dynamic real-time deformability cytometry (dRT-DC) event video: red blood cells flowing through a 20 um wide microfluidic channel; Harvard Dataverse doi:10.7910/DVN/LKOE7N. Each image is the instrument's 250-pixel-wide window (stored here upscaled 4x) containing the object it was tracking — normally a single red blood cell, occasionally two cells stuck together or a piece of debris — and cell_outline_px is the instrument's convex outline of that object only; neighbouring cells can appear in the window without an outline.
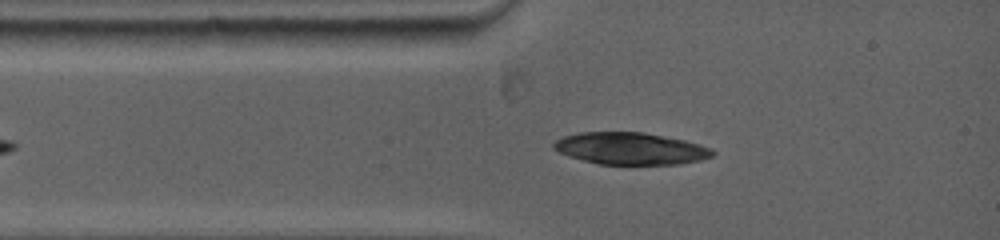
{"species": "common noctule bat (a hibernating species)", "species_latin": "Nyctalus noctula", "temperature_condition": "warm", "stored_images_in_passage": 3, "camera_frame_rate_fps": 5000, "um_per_image_px": 0.085, "animal": {"sex": "female", "body_mass_g": 19.0, "forearm_length_mm": 53.3}, "frame": {"image": 1, "passage_image": 2, "time_ms": 0.4, "image_size_px": [1000, 240], "cell_outline_px": [[716, 152], [712, 156], [700, 160], [680, 164], [596, 164], [568, 156], [552, 148], [552, 144], [556, 140], [564, 136], [580, 132], [644, 132], [684, 140], [700, 144], [712, 148]], "centroid_in_image_um": [53.59, 12.62], "position_along_channel_um": 31.4, "area_um2": 29.71}}